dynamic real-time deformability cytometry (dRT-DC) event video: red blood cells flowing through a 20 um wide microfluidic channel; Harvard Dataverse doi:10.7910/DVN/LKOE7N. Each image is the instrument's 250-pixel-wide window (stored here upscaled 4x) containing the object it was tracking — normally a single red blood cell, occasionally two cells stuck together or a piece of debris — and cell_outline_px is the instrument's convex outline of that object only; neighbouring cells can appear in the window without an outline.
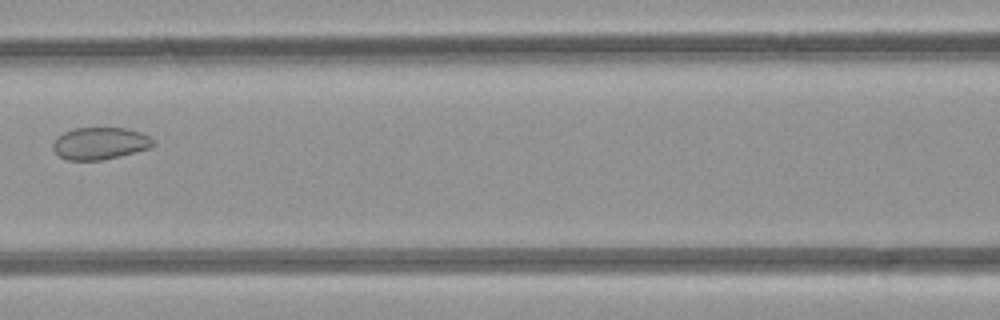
{"species": "common noctule bat (a hibernating species)", "species_latin": "Nyctalus noctula", "temperature_condition": "room temperature", "stored_images_in_passage": 3, "camera_frame_rate_fps": 3000, "um_per_image_px": 0.085, "animal": {"sex": "female", "body_mass_g": 21.9}, "frame": {"image": 1, "passage_image": 3, "time_ms": 2.333, "image_size_px": [1000, 320], "cell_outline_px": [[156, 144], [148, 148], [104, 160], [68, 160], [60, 156], [52, 148], [52, 144], [56, 136], [64, 132], [76, 128], [124, 128], [140, 132], [148, 136]], "centroid_in_image_um": [8.46, 12.18], "position_along_channel_um": 158.1, "area_um2": 18.61}}